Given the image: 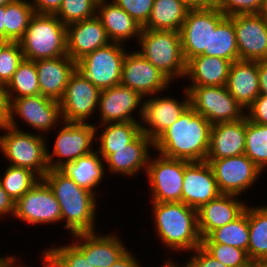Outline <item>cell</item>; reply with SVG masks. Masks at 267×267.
<instances>
[{
	"instance_id": "6da1fadb",
	"label": "cell",
	"mask_w": 267,
	"mask_h": 267,
	"mask_svg": "<svg viewBox=\"0 0 267 267\" xmlns=\"http://www.w3.org/2000/svg\"><path fill=\"white\" fill-rule=\"evenodd\" d=\"M212 124L189 106L154 141V152L188 162L206 161Z\"/></svg>"
},
{
	"instance_id": "7a4b0ae2",
	"label": "cell",
	"mask_w": 267,
	"mask_h": 267,
	"mask_svg": "<svg viewBox=\"0 0 267 267\" xmlns=\"http://www.w3.org/2000/svg\"><path fill=\"white\" fill-rule=\"evenodd\" d=\"M154 236L173 255L190 253L201 246L197 209L183 202H151ZM166 247V248H165ZM180 252V253H179Z\"/></svg>"
},
{
	"instance_id": "3957f363",
	"label": "cell",
	"mask_w": 267,
	"mask_h": 267,
	"mask_svg": "<svg viewBox=\"0 0 267 267\" xmlns=\"http://www.w3.org/2000/svg\"><path fill=\"white\" fill-rule=\"evenodd\" d=\"M43 179L60 204L61 224L70 235L98 230V197L94 193L79 187L61 169H49Z\"/></svg>"
},
{
	"instance_id": "277c9868",
	"label": "cell",
	"mask_w": 267,
	"mask_h": 267,
	"mask_svg": "<svg viewBox=\"0 0 267 267\" xmlns=\"http://www.w3.org/2000/svg\"><path fill=\"white\" fill-rule=\"evenodd\" d=\"M67 26L55 14H37L31 18L19 41L24 59L36 61L67 55Z\"/></svg>"
},
{
	"instance_id": "5b68a950",
	"label": "cell",
	"mask_w": 267,
	"mask_h": 267,
	"mask_svg": "<svg viewBox=\"0 0 267 267\" xmlns=\"http://www.w3.org/2000/svg\"><path fill=\"white\" fill-rule=\"evenodd\" d=\"M137 44V51L173 84L185 77L186 61L179 31L142 29Z\"/></svg>"
},
{
	"instance_id": "8992f818",
	"label": "cell",
	"mask_w": 267,
	"mask_h": 267,
	"mask_svg": "<svg viewBox=\"0 0 267 267\" xmlns=\"http://www.w3.org/2000/svg\"><path fill=\"white\" fill-rule=\"evenodd\" d=\"M0 153L9 165L24 167L35 172L40 178L48 172L47 136L16 130L10 126L0 128Z\"/></svg>"
},
{
	"instance_id": "52a82bcc",
	"label": "cell",
	"mask_w": 267,
	"mask_h": 267,
	"mask_svg": "<svg viewBox=\"0 0 267 267\" xmlns=\"http://www.w3.org/2000/svg\"><path fill=\"white\" fill-rule=\"evenodd\" d=\"M8 100L10 103L8 126L11 128L26 132L35 130L37 134L48 136L63 122L60 103L57 100L41 94ZM19 118L32 130L21 128L18 121H22L18 120Z\"/></svg>"
},
{
	"instance_id": "ba28073f",
	"label": "cell",
	"mask_w": 267,
	"mask_h": 267,
	"mask_svg": "<svg viewBox=\"0 0 267 267\" xmlns=\"http://www.w3.org/2000/svg\"><path fill=\"white\" fill-rule=\"evenodd\" d=\"M60 126L56 128L59 130L56 131L52 149L47 147L49 169H62L66 164L95 150L96 128L93 123L63 121Z\"/></svg>"
},
{
	"instance_id": "9c48e42d",
	"label": "cell",
	"mask_w": 267,
	"mask_h": 267,
	"mask_svg": "<svg viewBox=\"0 0 267 267\" xmlns=\"http://www.w3.org/2000/svg\"><path fill=\"white\" fill-rule=\"evenodd\" d=\"M130 48L120 43H109L88 53L76 62V69L100 90L121 83L125 54Z\"/></svg>"
},
{
	"instance_id": "30bf717a",
	"label": "cell",
	"mask_w": 267,
	"mask_h": 267,
	"mask_svg": "<svg viewBox=\"0 0 267 267\" xmlns=\"http://www.w3.org/2000/svg\"><path fill=\"white\" fill-rule=\"evenodd\" d=\"M189 93L190 106L212 125L239 121L245 110L224 86H185Z\"/></svg>"
},
{
	"instance_id": "8fae6325",
	"label": "cell",
	"mask_w": 267,
	"mask_h": 267,
	"mask_svg": "<svg viewBox=\"0 0 267 267\" xmlns=\"http://www.w3.org/2000/svg\"><path fill=\"white\" fill-rule=\"evenodd\" d=\"M153 153L156 155H150L145 174L150 202H181L185 160Z\"/></svg>"
},
{
	"instance_id": "7c38bea8",
	"label": "cell",
	"mask_w": 267,
	"mask_h": 267,
	"mask_svg": "<svg viewBox=\"0 0 267 267\" xmlns=\"http://www.w3.org/2000/svg\"><path fill=\"white\" fill-rule=\"evenodd\" d=\"M13 218L30 226L61 224L60 204L43 178L15 202Z\"/></svg>"
},
{
	"instance_id": "4fadbf2b",
	"label": "cell",
	"mask_w": 267,
	"mask_h": 267,
	"mask_svg": "<svg viewBox=\"0 0 267 267\" xmlns=\"http://www.w3.org/2000/svg\"><path fill=\"white\" fill-rule=\"evenodd\" d=\"M101 90L77 69L71 74L65 93L59 101L62 121L90 123L97 112ZM91 117V118H90Z\"/></svg>"
},
{
	"instance_id": "5bb4252c",
	"label": "cell",
	"mask_w": 267,
	"mask_h": 267,
	"mask_svg": "<svg viewBox=\"0 0 267 267\" xmlns=\"http://www.w3.org/2000/svg\"><path fill=\"white\" fill-rule=\"evenodd\" d=\"M183 97H172L165 92L145 97L143 116L140 122L141 132L154 141L169 126L173 125L182 113L190 106L189 93L183 88ZM159 94V95H158ZM161 96V97H160ZM180 100H178V99Z\"/></svg>"
},
{
	"instance_id": "9a60e30c",
	"label": "cell",
	"mask_w": 267,
	"mask_h": 267,
	"mask_svg": "<svg viewBox=\"0 0 267 267\" xmlns=\"http://www.w3.org/2000/svg\"><path fill=\"white\" fill-rule=\"evenodd\" d=\"M206 161L213 169L222 194L244 195L251 188H255L253 186H256L260 180L259 177L263 175V172L245 154Z\"/></svg>"
},
{
	"instance_id": "2e32d148",
	"label": "cell",
	"mask_w": 267,
	"mask_h": 267,
	"mask_svg": "<svg viewBox=\"0 0 267 267\" xmlns=\"http://www.w3.org/2000/svg\"><path fill=\"white\" fill-rule=\"evenodd\" d=\"M143 99L137 91L121 84L103 89L100 92L95 115L97 118L100 117L99 122L93 124L96 126L116 122H141Z\"/></svg>"
},
{
	"instance_id": "e0dca14e",
	"label": "cell",
	"mask_w": 267,
	"mask_h": 267,
	"mask_svg": "<svg viewBox=\"0 0 267 267\" xmlns=\"http://www.w3.org/2000/svg\"><path fill=\"white\" fill-rule=\"evenodd\" d=\"M226 17L219 8L189 10L180 29L185 61L210 52L211 30Z\"/></svg>"
},
{
	"instance_id": "ac0fdd59",
	"label": "cell",
	"mask_w": 267,
	"mask_h": 267,
	"mask_svg": "<svg viewBox=\"0 0 267 267\" xmlns=\"http://www.w3.org/2000/svg\"><path fill=\"white\" fill-rule=\"evenodd\" d=\"M121 85L137 91L143 98L165 92L173 83L137 49L125 54Z\"/></svg>"
},
{
	"instance_id": "d6986e66",
	"label": "cell",
	"mask_w": 267,
	"mask_h": 267,
	"mask_svg": "<svg viewBox=\"0 0 267 267\" xmlns=\"http://www.w3.org/2000/svg\"><path fill=\"white\" fill-rule=\"evenodd\" d=\"M229 17L234 22L239 60H267V17L262 13Z\"/></svg>"
},
{
	"instance_id": "ffe728a7",
	"label": "cell",
	"mask_w": 267,
	"mask_h": 267,
	"mask_svg": "<svg viewBox=\"0 0 267 267\" xmlns=\"http://www.w3.org/2000/svg\"><path fill=\"white\" fill-rule=\"evenodd\" d=\"M77 233L69 241L86 257L95 267H109L115 263L128 249L117 232ZM124 241V242H123Z\"/></svg>"
},
{
	"instance_id": "44dd1931",
	"label": "cell",
	"mask_w": 267,
	"mask_h": 267,
	"mask_svg": "<svg viewBox=\"0 0 267 267\" xmlns=\"http://www.w3.org/2000/svg\"><path fill=\"white\" fill-rule=\"evenodd\" d=\"M221 194L213 169L207 161H185L181 202L198 210Z\"/></svg>"
},
{
	"instance_id": "7402d4cb",
	"label": "cell",
	"mask_w": 267,
	"mask_h": 267,
	"mask_svg": "<svg viewBox=\"0 0 267 267\" xmlns=\"http://www.w3.org/2000/svg\"><path fill=\"white\" fill-rule=\"evenodd\" d=\"M151 150H154L153 141L141 132L125 148L112 149V154L104 160L106 172L127 179H134L140 171L146 174L149 157L153 154Z\"/></svg>"
},
{
	"instance_id": "603a6c76",
	"label": "cell",
	"mask_w": 267,
	"mask_h": 267,
	"mask_svg": "<svg viewBox=\"0 0 267 267\" xmlns=\"http://www.w3.org/2000/svg\"><path fill=\"white\" fill-rule=\"evenodd\" d=\"M67 55L75 62L109 43L103 24L97 16L67 25Z\"/></svg>"
},
{
	"instance_id": "cb8c5ba5",
	"label": "cell",
	"mask_w": 267,
	"mask_h": 267,
	"mask_svg": "<svg viewBox=\"0 0 267 267\" xmlns=\"http://www.w3.org/2000/svg\"><path fill=\"white\" fill-rule=\"evenodd\" d=\"M233 194H221L197 210L198 231L201 239L211 231L238 218L247 206L246 199Z\"/></svg>"
},
{
	"instance_id": "d4e9b609",
	"label": "cell",
	"mask_w": 267,
	"mask_h": 267,
	"mask_svg": "<svg viewBox=\"0 0 267 267\" xmlns=\"http://www.w3.org/2000/svg\"><path fill=\"white\" fill-rule=\"evenodd\" d=\"M34 62L40 94L60 101L65 93L68 80L76 69V62L68 55L52 59H40Z\"/></svg>"
},
{
	"instance_id": "484cf974",
	"label": "cell",
	"mask_w": 267,
	"mask_h": 267,
	"mask_svg": "<svg viewBox=\"0 0 267 267\" xmlns=\"http://www.w3.org/2000/svg\"><path fill=\"white\" fill-rule=\"evenodd\" d=\"M246 116L234 122L212 125L206 160H217L245 154Z\"/></svg>"
},
{
	"instance_id": "4316f807",
	"label": "cell",
	"mask_w": 267,
	"mask_h": 267,
	"mask_svg": "<svg viewBox=\"0 0 267 267\" xmlns=\"http://www.w3.org/2000/svg\"><path fill=\"white\" fill-rule=\"evenodd\" d=\"M96 16L99 18L111 42L127 45L140 37L142 26L112 0H99Z\"/></svg>"
},
{
	"instance_id": "83f0119b",
	"label": "cell",
	"mask_w": 267,
	"mask_h": 267,
	"mask_svg": "<svg viewBox=\"0 0 267 267\" xmlns=\"http://www.w3.org/2000/svg\"><path fill=\"white\" fill-rule=\"evenodd\" d=\"M226 87L246 111L260 95L258 61L238 60L232 62Z\"/></svg>"
},
{
	"instance_id": "f1b7e54d",
	"label": "cell",
	"mask_w": 267,
	"mask_h": 267,
	"mask_svg": "<svg viewBox=\"0 0 267 267\" xmlns=\"http://www.w3.org/2000/svg\"><path fill=\"white\" fill-rule=\"evenodd\" d=\"M231 64L232 61L215 56H195L186 62L184 78L189 82L184 86H224Z\"/></svg>"
},
{
	"instance_id": "f546056e",
	"label": "cell",
	"mask_w": 267,
	"mask_h": 267,
	"mask_svg": "<svg viewBox=\"0 0 267 267\" xmlns=\"http://www.w3.org/2000/svg\"><path fill=\"white\" fill-rule=\"evenodd\" d=\"M61 170L79 187L87 189L99 198L101 194H98L100 191L97 188L100 189L108 173H106L105 162L96 149L66 164Z\"/></svg>"
},
{
	"instance_id": "4dcf8cb0",
	"label": "cell",
	"mask_w": 267,
	"mask_h": 267,
	"mask_svg": "<svg viewBox=\"0 0 267 267\" xmlns=\"http://www.w3.org/2000/svg\"><path fill=\"white\" fill-rule=\"evenodd\" d=\"M95 128L96 150L103 160L112 154V149L125 148L141 133L140 122L106 123Z\"/></svg>"
},
{
	"instance_id": "1f68e13d",
	"label": "cell",
	"mask_w": 267,
	"mask_h": 267,
	"mask_svg": "<svg viewBox=\"0 0 267 267\" xmlns=\"http://www.w3.org/2000/svg\"><path fill=\"white\" fill-rule=\"evenodd\" d=\"M188 11L181 0H154L152 13L142 29L180 31Z\"/></svg>"
},
{
	"instance_id": "d6a6232c",
	"label": "cell",
	"mask_w": 267,
	"mask_h": 267,
	"mask_svg": "<svg viewBox=\"0 0 267 267\" xmlns=\"http://www.w3.org/2000/svg\"><path fill=\"white\" fill-rule=\"evenodd\" d=\"M251 261H267V204L249 205V243Z\"/></svg>"
},
{
	"instance_id": "836d02e7",
	"label": "cell",
	"mask_w": 267,
	"mask_h": 267,
	"mask_svg": "<svg viewBox=\"0 0 267 267\" xmlns=\"http://www.w3.org/2000/svg\"><path fill=\"white\" fill-rule=\"evenodd\" d=\"M201 243H221L247 252L249 243V204L234 221L211 231Z\"/></svg>"
},
{
	"instance_id": "e575fe53",
	"label": "cell",
	"mask_w": 267,
	"mask_h": 267,
	"mask_svg": "<svg viewBox=\"0 0 267 267\" xmlns=\"http://www.w3.org/2000/svg\"><path fill=\"white\" fill-rule=\"evenodd\" d=\"M35 14L31 1L14 0L5 5V42H19Z\"/></svg>"
},
{
	"instance_id": "d590c367",
	"label": "cell",
	"mask_w": 267,
	"mask_h": 267,
	"mask_svg": "<svg viewBox=\"0 0 267 267\" xmlns=\"http://www.w3.org/2000/svg\"><path fill=\"white\" fill-rule=\"evenodd\" d=\"M201 55L215 56L232 62L239 60L234 22L229 16H226L216 29L211 30L210 52H203Z\"/></svg>"
},
{
	"instance_id": "8d00e7d4",
	"label": "cell",
	"mask_w": 267,
	"mask_h": 267,
	"mask_svg": "<svg viewBox=\"0 0 267 267\" xmlns=\"http://www.w3.org/2000/svg\"><path fill=\"white\" fill-rule=\"evenodd\" d=\"M8 99L40 94L35 62L23 59L6 86Z\"/></svg>"
},
{
	"instance_id": "74e56055",
	"label": "cell",
	"mask_w": 267,
	"mask_h": 267,
	"mask_svg": "<svg viewBox=\"0 0 267 267\" xmlns=\"http://www.w3.org/2000/svg\"><path fill=\"white\" fill-rule=\"evenodd\" d=\"M0 182L7 194L16 202L28 192L40 179L32 170L24 167L6 165Z\"/></svg>"
},
{
	"instance_id": "f35d334b",
	"label": "cell",
	"mask_w": 267,
	"mask_h": 267,
	"mask_svg": "<svg viewBox=\"0 0 267 267\" xmlns=\"http://www.w3.org/2000/svg\"><path fill=\"white\" fill-rule=\"evenodd\" d=\"M245 155L263 172H267V125L246 118Z\"/></svg>"
},
{
	"instance_id": "ab89813d",
	"label": "cell",
	"mask_w": 267,
	"mask_h": 267,
	"mask_svg": "<svg viewBox=\"0 0 267 267\" xmlns=\"http://www.w3.org/2000/svg\"><path fill=\"white\" fill-rule=\"evenodd\" d=\"M99 0H63L55 14L66 26L96 16Z\"/></svg>"
},
{
	"instance_id": "60d3db41",
	"label": "cell",
	"mask_w": 267,
	"mask_h": 267,
	"mask_svg": "<svg viewBox=\"0 0 267 267\" xmlns=\"http://www.w3.org/2000/svg\"><path fill=\"white\" fill-rule=\"evenodd\" d=\"M201 247L227 267H248L251 263L247 252L237 247L221 243H201Z\"/></svg>"
},
{
	"instance_id": "b9f144b4",
	"label": "cell",
	"mask_w": 267,
	"mask_h": 267,
	"mask_svg": "<svg viewBox=\"0 0 267 267\" xmlns=\"http://www.w3.org/2000/svg\"><path fill=\"white\" fill-rule=\"evenodd\" d=\"M23 59L19 42L0 40V84L7 86Z\"/></svg>"
},
{
	"instance_id": "7bdbcfd3",
	"label": "cell",
	"mask_w": 267,
	"mask_h": 267,
	"mask_svg": "<svg viewBox=\"0 0 267 267\" xmlns=\"http://www.w3.org/2000/svg\"><path fill=\"white\" fill-rule=\"evenodd\" d=\"M58 246L52 244L45 247L62 267H95L86 257L69 241ZM54 245V246H53Z\"/></svg>"
},
{
	"instance_id": "ee69618b",
	"label": "cell",
	"mask_w": 267,
	"mask_h": 267,
	"mask_svg": "<svg viewBox=\"0 0 267 267\" xmlns=\"http://www.w3.org/2000/svg\"><path fill=\"white\" fill-rule=\"evenodd\" d=\"M264 0H218L219 10L226 16L261 13Z\"/></svg>"
},
{
	"instance_id": "f6af8a7d",
	"label": "cell",
	"mask_w": 267,
	"mask_h": 267,
	"mask_svg": "<svg viewBox=\"0 0 267 267\" xmlns=\"http://www.w3.org/2000/svg\"><path fill=\"white\" fill-rule=\"evenodd\" d=\"M125 10L142 27L147 23L152 13L154 0H112Z\"/></svg>"
},
{
	"instance_id": "bcb514c9",
	"label": "cell",
	"mask_w": 267,
	"mask_h": 267,
	"mask_svg": "<svg viewBox=\"0 0 267 267\" xmlns=\"http://www.w3.org/2000/svg\"><path fill=\"white\" fill-rule=\"evenodd\" d=\"M188 254H192L187 258L185 267H227L220 261L214 259L210 254H208L201 246L194 249Z\"/></svg>"
},
{
	"instance_id": "7dc6e473",
	"label": "cell",
	"mask_w": 267,
	"mask_h": 267,
	"mask_svg": "<svg viewBox=\"0 0 267 267\" xmlns=\"http://www.w3.org/2000/svg\"><path fill=\"white\" fill-rule=\"evenodd\" d=\"M245 116L253 123L267 125V96L260 94L246 109Z\"/></svg>"
},
{
	"instance_id": "c3c4849f",
	"label": "cell",
	"mask_w": 267,
	"mask_h": 267,
	"mask_svg": "<svg viewBox=\"0 0 267 267\" xmlns=\"http://www.w3.org/2000/svg\"><path fill=\"white\" fill-rule=\"evenodd\" d=\"M34 12L37 14H56L61 8L63 0H30Z\"/></svg>"
},
{
	"instance_id": "681fc988",
	"label": "cell",
	"mask_w": 267,
	"mask_h": 267,
	"mask_svg": "<svg viewBox=\"0 0 267 267\" xmlns=\"http://www.w3.org/2000/svg\"><path fill=\"white\" fill-rule=\"evenodd\" d=\"M15 213V201L7 194V192L3 189L2 184L0 182V220L9 219V216L13 218ZM10 214V215H9Z\"/></svg>"
},
{
	"instance_id": "f907efd6",
	"label": "cell",
	"mask_w": 267,
	"mask_h": 267,
	"mask_svg": "<svg viewBox=\"0 0 267 267\" xmlns=\"http://www.w3.org/2000/svg\"><path fill=\"white\" fill-rule=\"evenodd\" d=\"M9 106L6 86L0 84V128L8 125Z\"/></svg>"
},
{
	"instance_id": "816d5d0a",
	"label": "cell",
	"mask_w": 267,
	"mask_h": 267,
	"mask_svg": "<svg viewBox=\"0 0 267 267\" xmlns=\"http://www.w3.org/2000/svg\"><path fill=\"white\" fill-rule=\"evenodd\" d=\"M128 249L118 260L109 267H143L142 262ZM131 251V252H130Z\"/></svg>"
},
{
	"instance_id": "f5cc1de1",
	"label": "cell",
	"mask_w": 267,
	"mask_h": 267,
	"mask_svg": "<svg viewBox=\"0 0 267 267\" xmlns=\"http://www.w3.org/2000/svg\"><path fill=\"white\" fill-rule=\"evenodd\" d=\"M40 262L42 263L41 267H62L57 260L45 249L43 248V251L39 254ZM18 255L17 258V264L20 267H29L26 264H23L24 262L21 260L22 258ZM22 261V262H21ZM22 263V264H21ZM32 267V266H31Z\"/></svg>"
},
{
	"instance_id": "db71d44e",
	"label": "cell",
	"mask_w": 267,
	"mask_h": 267,
	"mask_svg": "<svg viewBox=\"0 0 267 267\" xmlns=\"http://www.w3.org/2000/svg\"><path fill=\"white\" fill-rule=\"evenodd\" d=\"M188 10L218 8V0H181Z\"/></svg>"
},
{
	"instance_id": "11a10c76",
	"label": "cell",
	"mask_w": 267,
	"mask_h": 267,
	"mask_svg": "<svg viewBox=\"0 0 267 267\" xmlns=\"http://www.w3.org/2000/svg\"><path fill=\"white\" fill-rule=\"evenodd\" d=\"M260 94L267 96V60L258 61Z\"/></svg>"
},
{
	"instance_id": "9f6ffc18",
	"label": "cell",
	"mask_w": 267,
	"mask_h": 267,
	"mask_svg": "<svg viewBox=\"0 0 267 267\" xmlns=\"http://www.w3.org/2000/svg\"><path fill=\"white\" fill-rule=\"evenodd\" d=\"M7 256V257H6ZM0 255V267H15L17 265L18 256L14 254Z\"/></svg>"
},
{
	"instance_id": "6f0895ef",
	"label": "cell",
	"mask_w": 267,
	"mask_h": 267,
	"mask_svg": "<svg viewBox=\"0 0 267 267\" xmlns=\"http://www.w3.org/2000/svg\"><path fill=\"white\" fill-rule=\"evenodd\" d=\"M4 12H5V5H2L0 6V40L1 41H5Z\"/></svg>"
},
{
	"instance_id": "680465c9",
	"label": "cell",
	"mask_w": 267,
	"mask_h": 267,
	"mask_svg": "<svg viewBox=\"0 0 267 267\" xmlns=\"http://www.w3.org/2000/svg\"><path fill=\"white\" fill-rule=\"evenodd\" d=\"M163 259H164V263L162 262V265L158 267H185L184 264H180L181 261H176L174 257L172 259H168V258L166 259L163 258Z\"/></svg>"
},
{
	"instance_id": "91938a15",
	"label": "cell",
	"mask_w": 267,
	"mask_h": 267,
	"mask_svg": "<svg viewBox=\"0 0 267 267\" xmlns=\"http://www.w3.org/2000/svg\"><path fill=\"white\" fill-rule=\"evenodd\" d=\"M248 267H267V261H251Z\"/></svg>"
},
{
	"instance_id": "94428289",
	"label": "cell",
	"mask_w": 267,
	"mask_h": 267,
	"mask_svg": "<svg viewBox=\"0 0 267 267\" xmlns=\"http://www.w3.org/2000/svg\"><path fill=\"white\" fill-rule=\"evenodd\" d=\"M261 13H262L265 17H267V0H264L263 8H262Z\"/></svg>"
},
{
	"instance_id": "6125c7cd",
	"label": "cell",
	"mask_w": 267,
	"mask_h": 267,
	"mask_svg": "<svg viewBox=\"0 0 267 267\" xmlns=\"http://www.w3.org/2000/svg\"><path fill=\"white\" fill-rule=\"evenodd\" d=\"M14 0H0V6L13 2Z\"/></svg>"
}]
</instances>
